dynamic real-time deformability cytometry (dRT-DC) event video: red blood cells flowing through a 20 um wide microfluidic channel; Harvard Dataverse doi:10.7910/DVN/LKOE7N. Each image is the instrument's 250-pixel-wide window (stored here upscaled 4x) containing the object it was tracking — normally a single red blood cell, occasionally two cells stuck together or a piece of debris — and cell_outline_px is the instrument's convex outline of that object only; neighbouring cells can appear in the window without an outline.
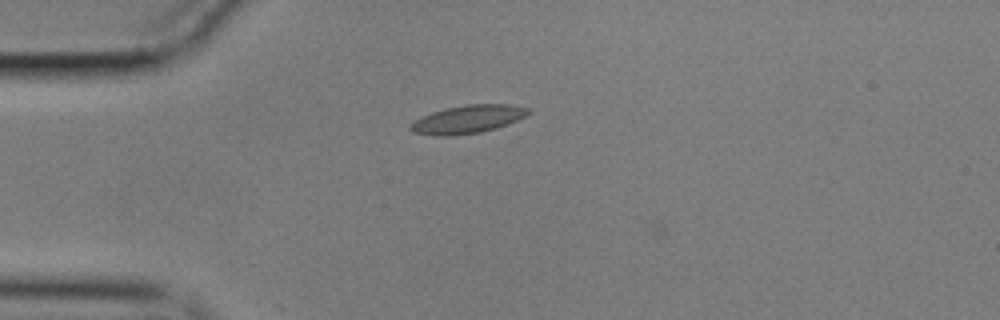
{"species": "common noctule bat (a hibernating species)", "species_latin": "Nyctalus noctula", "temperature_condition": "cold", "stored_images_in_passage": 44, "camera_frame_rate_fps": 3000, "um_per_image_px": 0.085, "animal": {"sex": "male", "body_mass_g": 17.9}, "frame": {"image": 1, "passage_image": 2, "time_ms": 0.333, "image_size_px": [1000, 320], "cell_outline_px": [[532, 112], [508, 124], [496, 128], [480, 132], [448, 136], [436, 136], [412, 132], [408, 128], [416, 120], [432, 112], [464, 104], [512, 104], [532, 108]], "centroid_in_image_um": [39.81, 10.13], "position_along_channel_um": 45.2, "area_um2": 19.25}}
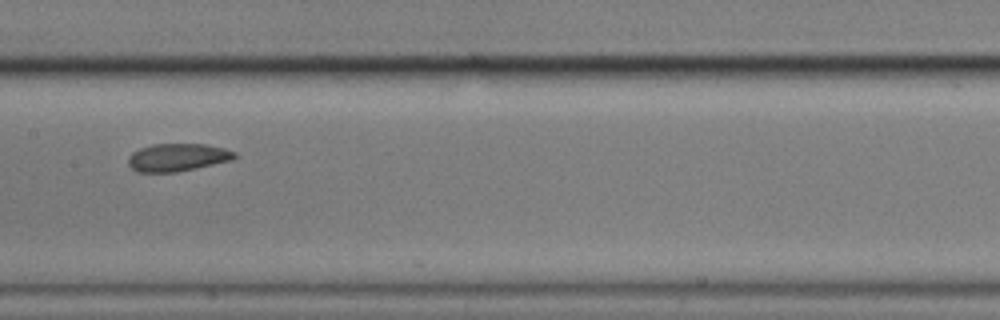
{"frame": {"image": 2, "passage_image": 16, "time_ms": 5.0, "image_size_px": [1000, 320], "cell_outline_px": [[240, 156], [232, 160], [196, 168], [176, 172], [136, 172], [128, 164], [128, 156], [132, 152], [140, 148], [152, 144], [204, 144], [224, 148], [236, 152]], "centroid_in_image_um": [15.1, 13.37], "position_along_channel_um": 192.3, "area_um2": 17.34}}
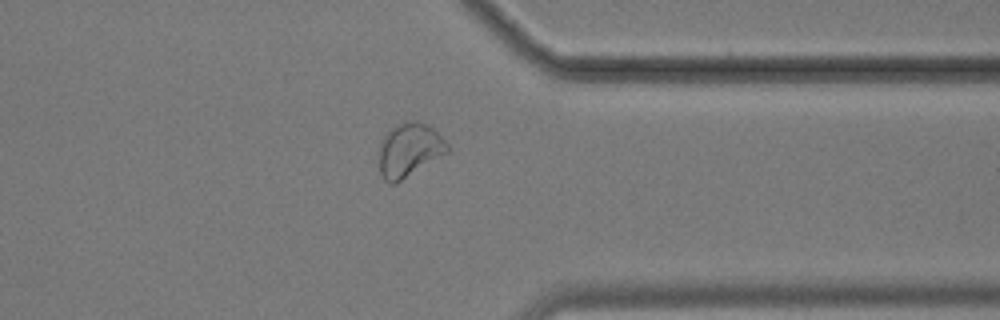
{"frame": {"image": 3, "passage_image": 32, "time_ms": 10.333, "image_size_px": [1000, 320], "cell_outline_px": [[448, 152], [396, 184], [388, 184], [380, 176], [380, 140], [392, 128], [404, 120], [416, 120], [428, 124], [448, 144]], "centroid_in_image_um": [34.77, 12.76], "position_along_channel_um": 376.6, "area_um2": 21.44}, "authors_computed_cell_mechanics": {"area_um2": 18.207, "velocity_mm_per_s": 3.5417, "shape_relaxation_time_tau1_ms": 8.9784, "shape_relaxation_time_tau2_ms": 1.9688, "deformation_change_tau1": 0.1617, "deformation_change_tau2": 0.0689}}